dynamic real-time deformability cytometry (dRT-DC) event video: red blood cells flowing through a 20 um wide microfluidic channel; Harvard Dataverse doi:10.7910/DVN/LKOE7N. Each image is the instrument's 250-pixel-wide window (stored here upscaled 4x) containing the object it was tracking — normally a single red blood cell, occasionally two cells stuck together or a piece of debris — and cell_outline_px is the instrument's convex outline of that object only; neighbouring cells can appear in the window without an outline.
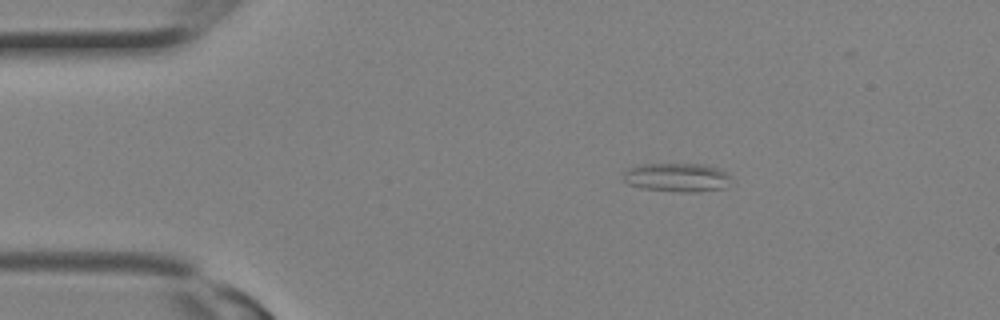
{"species": "Egyptian fruit bat (a non-hibernating species)", "species_latin": "Rousettus aegyptiacus", "temperature_condition": "room temperature", "stored_images_in_passage": 2, "camera_frame_rate_fps": 3000, "um_per_image_px": 0.085, "animal": {"sex": "female"}, "frame": {"image": 1, "passage_image": 2, "time_ms": 0.333, "image_size_px": [1000, 320], "cell_outline_px": [[728, 188], [696, 192], [680, 192], [640, 188], [628, 184], [624, 180], [624, 172], [628, 168], [644, 164], [704, 164], [720, 168], [728, 176]], "centroid_in_image_um": [57.54, 15.09], "position_along_channel_um": 27.5, "area_um2": 18.09}}